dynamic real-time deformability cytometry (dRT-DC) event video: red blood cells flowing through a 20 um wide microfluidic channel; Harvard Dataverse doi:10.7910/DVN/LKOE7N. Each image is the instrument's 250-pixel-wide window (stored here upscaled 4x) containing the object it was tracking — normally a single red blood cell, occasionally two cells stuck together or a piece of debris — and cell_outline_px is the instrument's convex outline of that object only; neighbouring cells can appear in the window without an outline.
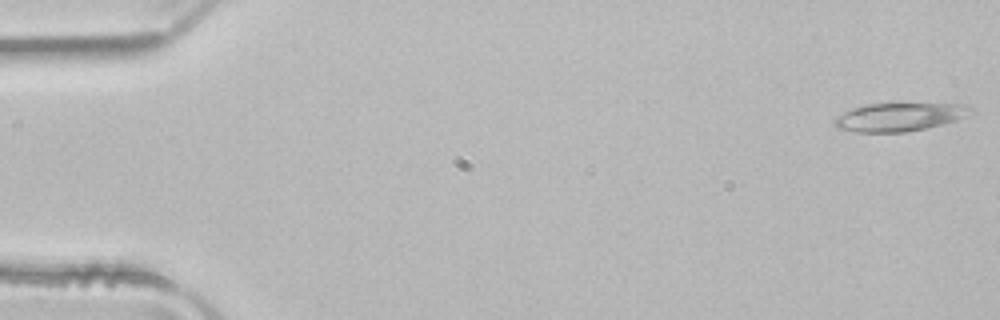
{"species": "common noctule bat (a hibernating species)", "species_latin": "Nyctalus noctula", "temperature_condition": "room temperature", "stored_images_in_passage": 50, "camera_frame_rate_fps": 3000, "um_per_image_px": 0.085, "animal": {"sex": "male", "body_mass_g": 21.5, "forearm_length_mm": 52.0}, "frame": {"image": 1, "passage_image": 1, "time_ms": 0.0, "image_size_px": [1000, 320], "cell_outline_px": [[976, 112], [956, 120], [908, 132], [856, 132], [836, 128], [832, 124], [832, 120], [836, 116], [852, 108], [864, 104], [900, 100], [964, 104], [972, 108]], "centroid_in_image_um": [76.45, 9.87], "position_along_channel_um": 8.5, "area_um2": 23.93}}
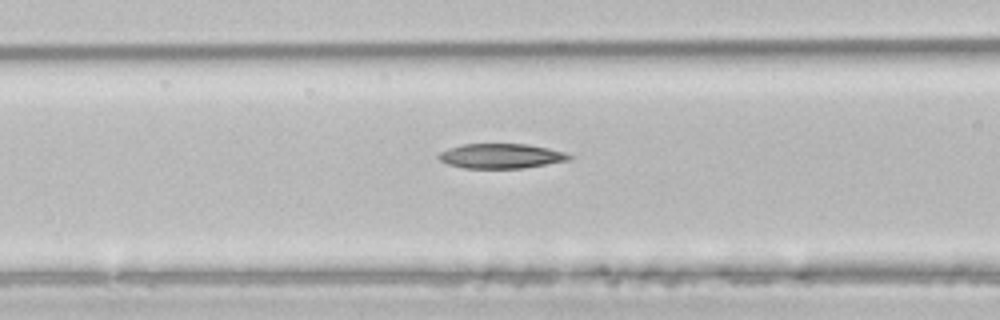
{"frame": {"image": 2, "passage_image": 20, "time_ms": 6.333, "image_size_px": [1000, 320], "cell_outline_px": [[572, 156], [568, 160], [524, 168], [464, 168], [448, 164], [440, 160], [436, 156], [440, 152], [448, 148], [464, 144], [528, 144], [548, 148], [564, 152]], "centroid_in_image_um": [42.55, 13.26], "position_along_channel_um": 124.0, "area_um2": 18.73}}
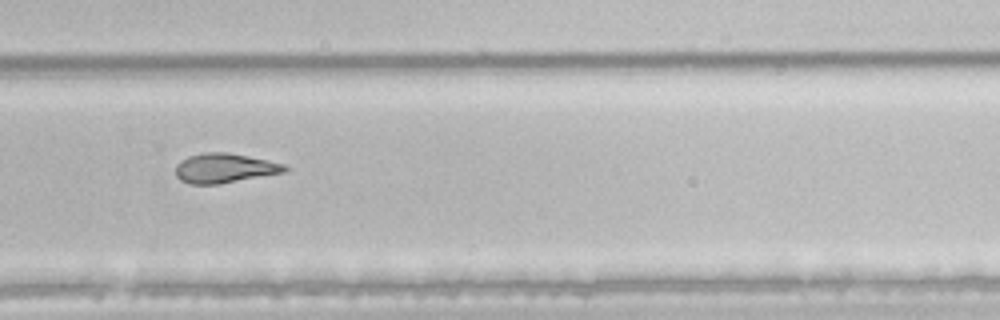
{"frame": {"image": 3, "passage_image": 34, "time_ms": 11.0, "image_size_px": [1000, 320], "cell_outline_px": [[288, 168], [284, 172], [220, 184], [192, 184], [180, 180], [176, 176], [176, 164], [180, 160], [188, 156], [204, 152], [228, 152], [268, 160], [284, 164]], "centroid_in_image_um": [19.05, 14.28], "position_along_channel_um": 310.7, "area_um2": 18.79}, "authors_computed_cell_mechanics": {"area_um2": 20.6057, "velocity_mm_per_s": 4.0027, "shape_relaxation_time_tau1_ms": 8.1657, "shape_relaxation_time_tau2_ms": 10.6629, "deformation_change_tau1": 0.2018, "deformation_change_tau2": 0.2139}}